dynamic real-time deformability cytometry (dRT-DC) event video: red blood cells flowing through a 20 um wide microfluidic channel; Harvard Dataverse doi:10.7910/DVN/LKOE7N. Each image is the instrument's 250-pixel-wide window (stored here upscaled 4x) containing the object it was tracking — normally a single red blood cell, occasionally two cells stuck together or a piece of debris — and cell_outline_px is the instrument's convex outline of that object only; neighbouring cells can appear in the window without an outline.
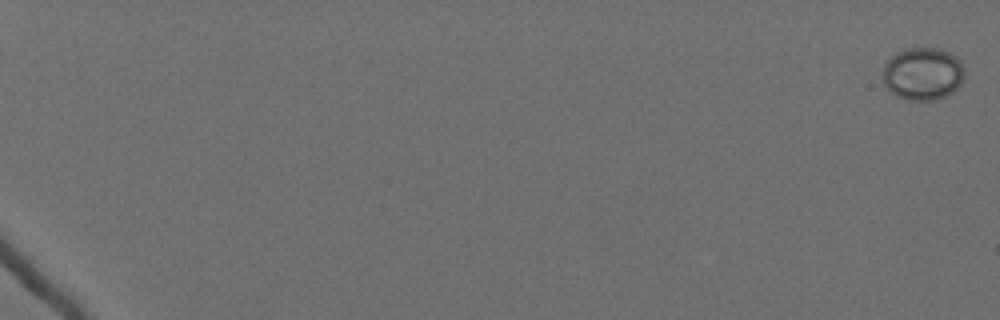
{"species": "Egyptian fruit bat (a non-hibernating species)", "species_latin": "Rousettus aegyptiacus", "temperature_condition": "cold", "stored_images_in_passage": 62, "camera_frame_rate_fps": 3000, "um_per_image_px": 0.085, "animal": {"sex": "female"}, "frame": {"image": 1, "passage_image": 1, "time_ms": 0.0, "image_size_px": [1000, 320], "cell_outline_px": [[964, 80], [952, 92], [936, 100], [908, 100], [896, 96], [884, 84], [884, 64], [896, 52], [904, 48], [940, 48], [956, 56], [960, 60], [964, 68]], "centroid_in_image_um": [78.46, 6.26], "position_along_channel_um": 6.5, "area_um2": 25.14}}
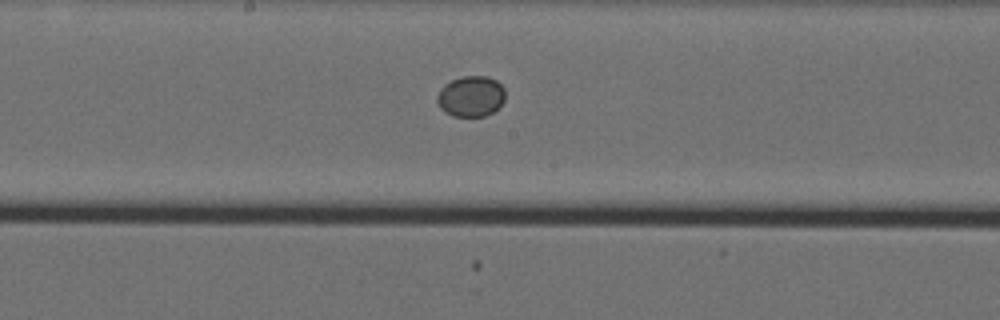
{"frame": {"image": 2, "passage_image": 38, "time_ms": 12.333, "image_size_px": [1000, 320], "cell_outline_px": [[504, 100], [492, 112], [484, 116], [452, 116], [444, 112], [440, 108], [436, 100], [436, 96], [440, 88], [444, 84], [460, 76], [488, 76], [496, 80], [504, 88]], "centroid_in_image_um": [39.99, 8.17], "position_along_channel_um": 208.2, "area_um2": 16.24}}
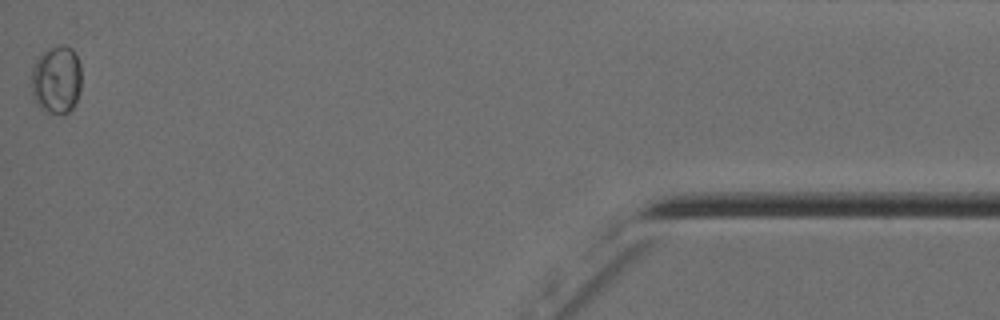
{"frame": {"image": 3, "passage_image": 62, "time_ms": 20.333, "image_size_px": [1000, 320], "cell_outline_px": [[80, 92], [76, 104], [68, 112], [60, 116], [40, 112], [32, 96], [32, 68], [40, 52], [60, 44], [64, 44], [72, 48], [76, 52], [80, 64]], "centroid_in_image_um": [4.79, 6.81], "position_along_channel_um": 430.4, "area_um2": 20.69}}